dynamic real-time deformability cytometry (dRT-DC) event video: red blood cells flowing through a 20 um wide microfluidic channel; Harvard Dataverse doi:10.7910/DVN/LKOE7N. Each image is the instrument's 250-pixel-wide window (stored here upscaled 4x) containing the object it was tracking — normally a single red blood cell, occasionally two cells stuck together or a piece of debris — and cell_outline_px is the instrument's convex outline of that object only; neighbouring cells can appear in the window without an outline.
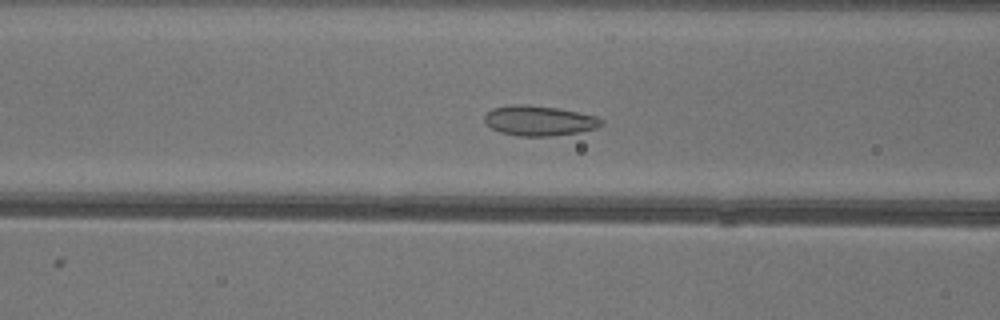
{"species": "common noctule bat (a hibernating species)", "species_latin": "Nyctalus noctula", "temperature_condition": "warm", "stored_images_in_passage": 50, "camera_frame_rate_fps": 3000, "um_per_image_px": 0.085, "animal": {"sex": "female"}, "frame": {"image": 1, "passage_image": 19, "time_ms": 6.0, "image_size_px": [1000, 320], "cell_outline_px": [[604, 124], [596, 128], [580, 132], [552, 136], [520, 136], [500, 132], [492, 128], [484, 120], [484, 116], [492, 108], [512, 104], [528, 104], [556, 108], [596, 116], [604, 120]], "centroid_in_image_um": [45.84, 10.25], "position_along_channel_um": 120.8, "area_um2": 20.46}}
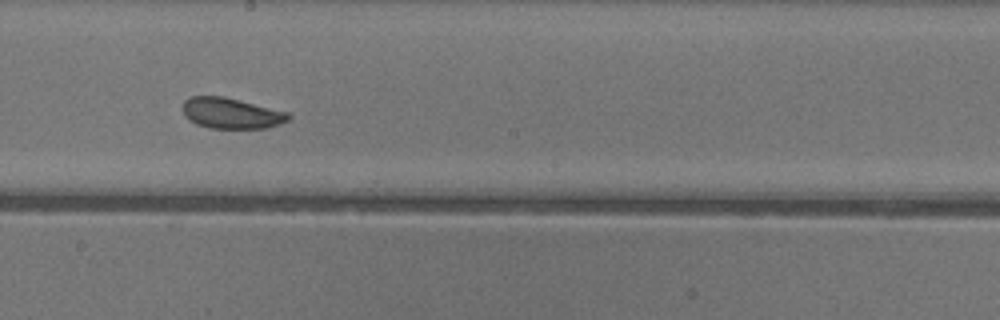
{"frame": {"image": 2, "passage_image": 27, "time_ms": 8.667, "image_size_px": [1000, 320], "cell_outline_px": [[292, 116], [288, 120], [280, 124], [268, 128], [208, 128], [196, 124], [188, 120], [184, 116], [184, 100], [188, 96], [224, 96], [288, 112]], "centroid_in_image_um": [19.65, 9.63], "position_along_channel_um": 228.5, "area_um2": 19.07}}
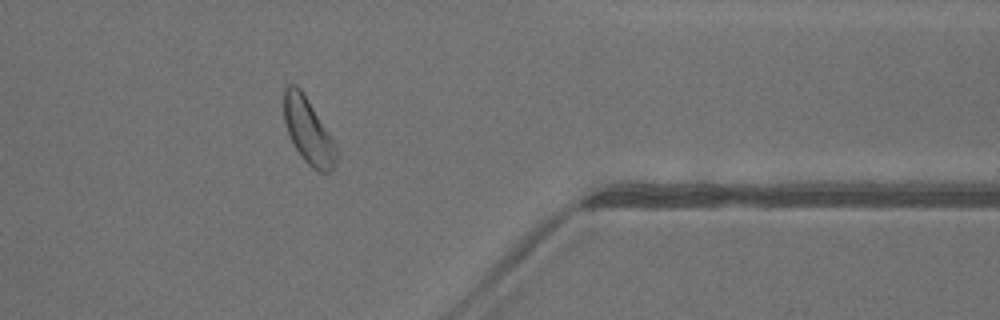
{"frame": {"image": 3, "passage_image": 40, "time_ms": 13.0, "image_size_px": [1000, 320], "cell_outline_px": [[336, 160], [332, 168], [328, 172], [320, 172], [312, 168], [300, 156], [288, 132], [284, 120], [284, 92], [288, 84], [296, 84], [300, 88], [308, 100], [336, 144]], "centroid_in_image_um": [26.19, 11.13], "position_along_channel_um": 385.2, "area_um2": 19.59}, "authors_computed_cell_mechanics": {"area_um2": 20.7502, "velocity_mm_per_s": 4.0439, "shape_relaxation_time_tau1_ms": 3.386, "shape_relaxation_time_tau2_ms": 1.3307, "deformation_change_tau1": 0.0682, "deformation_change_tau2": 0.0615}}